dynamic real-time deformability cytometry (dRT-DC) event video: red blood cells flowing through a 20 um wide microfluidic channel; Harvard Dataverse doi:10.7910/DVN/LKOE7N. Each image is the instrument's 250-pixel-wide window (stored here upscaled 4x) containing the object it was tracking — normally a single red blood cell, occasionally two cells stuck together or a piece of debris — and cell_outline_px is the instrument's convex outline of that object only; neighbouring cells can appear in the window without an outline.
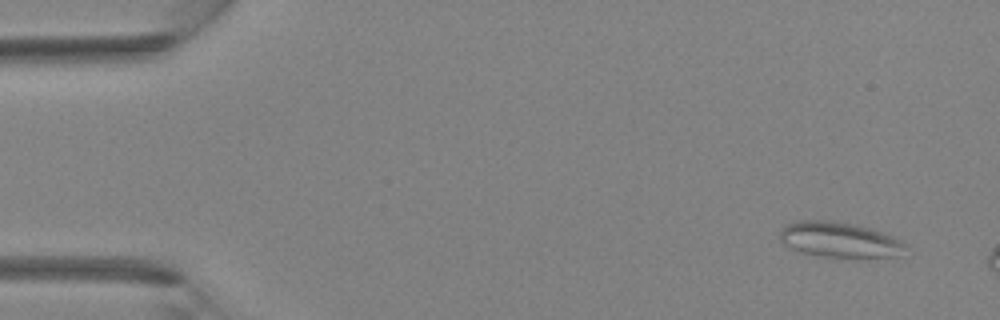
{"species": "Egyptian fruit bat (a non-hibernating species)", "species_latin": "Rousettus aegyptiacus", "temperature_condition": "room temperature", "stored_images_in_passage": 3, "camera_frame_rate_fps": 3000, "um_per_image_px": 0.085, "animal": {"sex": "female"}, "frame": {"image": 1, "passage_image": 1, "time_ms": 0.0, "image_size_px": [1000, 320], "cell_outline_px": [[904, 244], [900, 256], [820, 256], [800, 252], [784, 244], [780, 240], [780, 232], [788, 224], [796, 220], [836, 220], [872, 228], [892, 236], [900, 240]], "centroid_in_image_um": [71.3, 20.34], "position_along_channel_um": 13.7, "area_um2": 25.43}}